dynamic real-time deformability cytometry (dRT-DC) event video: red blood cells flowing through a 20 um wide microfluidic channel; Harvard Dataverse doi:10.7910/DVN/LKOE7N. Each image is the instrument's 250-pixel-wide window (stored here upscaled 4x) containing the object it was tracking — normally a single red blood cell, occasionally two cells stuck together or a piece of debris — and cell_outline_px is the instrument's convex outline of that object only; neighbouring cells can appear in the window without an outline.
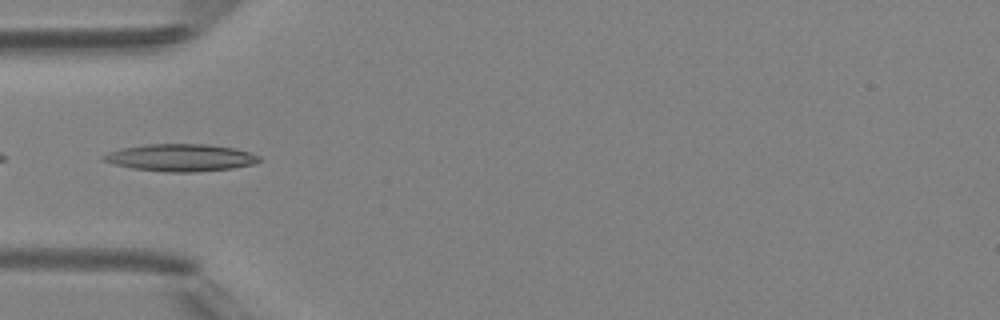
{"species": "Egyptian fruit bat (a non-hibernating species)", "species_latin": "Rousettus aegyptiacus", "temperature_condition": "room temperature", "stored_images_in_passage": 4, "camera_frame_rate_fps": 3000, "um_per_image_px": 0.085, "animal": {"sex": "female"}, "frame": {"image": 1, "passage_image": 3, "time_ms": 2.333, "image_size_px": [1000, 320], "cell_outline_px": [[260, 160], [256, 164], [232, 168], [196, 172], [164, 172], [132, 168], [100, 160], [100, 156], [108, 152], [120, 148], [144, 144], [208, 144], [236, 148], [252, 152], [260, 156]], "centroid_in_image_um": [15.36, 13.39], "position_along_channel_um": 69.6, "area_um2": 25.09}}
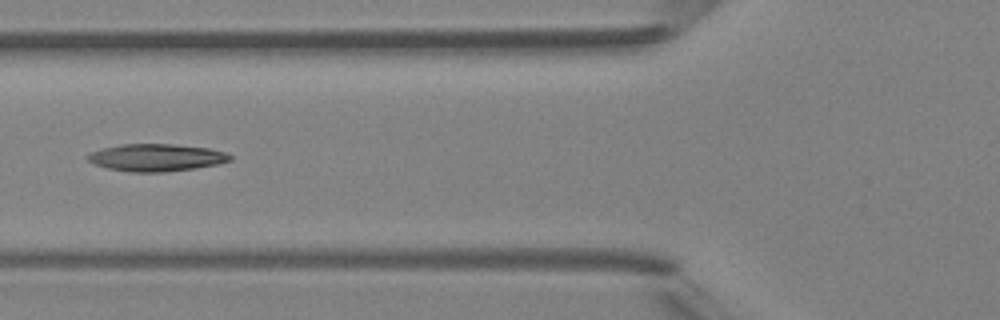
{"frame": {"image": 2, "passage_image": 4, "time_ms": 3.333, "image_size_px": [1000, 320], "cell_outline_px": [[232, 160], [216, 164], [196, 168], [164, 172], [132, 172], [108, 168], [96, 164], [88, 160], [88, 156], [92, 152], [104, 148], [120, 144], [172, 144], [208, 148], [224, 152], [232, 156]], "centroid_in_image_um": [13.32, 13.39], "position_along_channel_um": 112.5, "area_um2": 22.37}}